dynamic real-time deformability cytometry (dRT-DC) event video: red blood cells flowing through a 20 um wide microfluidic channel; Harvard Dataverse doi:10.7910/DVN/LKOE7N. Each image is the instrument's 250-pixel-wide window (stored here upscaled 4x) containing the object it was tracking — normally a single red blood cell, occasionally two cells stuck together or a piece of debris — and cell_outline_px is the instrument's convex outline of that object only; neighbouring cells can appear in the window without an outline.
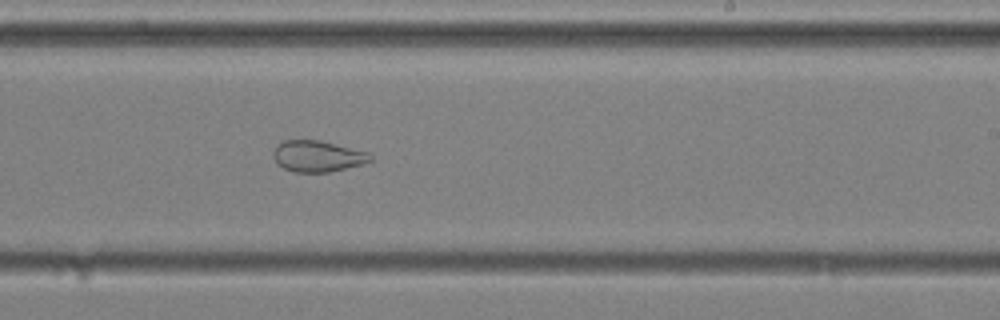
{"species": "common noctule bat (a hibernating species)", "species_latin": "Nyctalus noctula", "temperature_condition": "cold", "stored_images_in_passage": 42, "camera_frame_rate_fps": 3000, "um_per_image_px": 0.085, "animal": {"sex": "male", "body_mass_g": 20.4}, "frame": {"image": 1, "passage_image": 24, "time_ms": 7.667, "image_size_px": [1000, 320], "cell_outline_px": [[372, 160], [360, 164], [328, 172], [292, 172], [276, 164], [272, 156], [272, 152], [276, 144], [284, 140], [320, 140], [368, 152], [372, 156]], "centroid_in_image_um": [26.92, 13.27], "position_along_channel_um": 262.1, "area_um2": 17.69}, "authors_computed_cell_mechanics": {"area_um2": 23.9003, "velocity_mm_per_s": 3.7244, "shape_relaxation_time_tau1_ms": null, "shape_relaxation_time_tau2_ms": 1.8062, "deformation_change_tau1": null, "deformation_change_tau2": 0.0847}}